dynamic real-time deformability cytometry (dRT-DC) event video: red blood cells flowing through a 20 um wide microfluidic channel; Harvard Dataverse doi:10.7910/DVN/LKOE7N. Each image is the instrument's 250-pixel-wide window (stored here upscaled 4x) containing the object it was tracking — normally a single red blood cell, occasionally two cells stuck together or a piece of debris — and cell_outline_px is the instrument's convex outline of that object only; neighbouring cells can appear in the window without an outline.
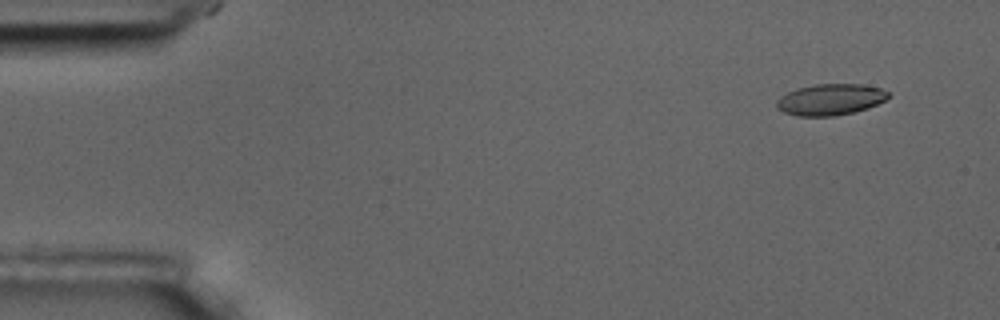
{"species": "common noctule bat (a hibernating species)", "species_latin": "Nyctalus noctula", "temperature_condition": "room temperature", "stored_images_in_passage": 6, "camera_frame_rate_fps": 3000, "um_per_image_px": 0.085, "animal": {"sex": "male", "body_mass_g": 17.5, "forearm_length_mm": 52.3}, "frame": {"image": 1, "passage_image": 2, "time_ms": 1.0, "image_size_px": [1000, 320], "cell_outline_px": [[892, 92], [884, 100], [868, 108], [836, 116], [796, 116], [784, 112], [776, 108], [776, 100], [780, 96], [796, 88], [816, 84], [860, 84], [880, 88]], "centroid_in_image_um": [70.56, 8.46], "position_along_channel_um": 14.4, "area_um2": 20.4}}